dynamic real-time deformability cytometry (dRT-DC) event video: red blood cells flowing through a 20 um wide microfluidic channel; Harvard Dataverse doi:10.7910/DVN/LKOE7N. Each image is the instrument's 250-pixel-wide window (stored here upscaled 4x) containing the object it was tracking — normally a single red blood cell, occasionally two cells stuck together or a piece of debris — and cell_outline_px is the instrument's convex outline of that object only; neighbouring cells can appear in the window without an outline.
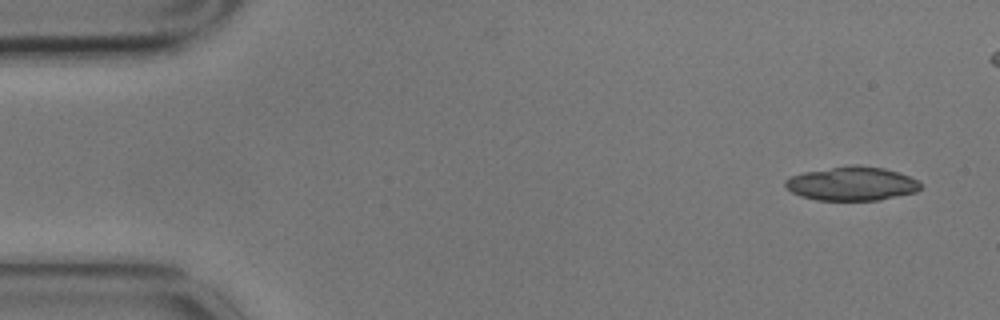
{"species": "common noctule bat (a hibernating species)", "species_latin": "Nyctalus noctula", "temperature_condition": "cold", "stored_images_in_passage": 5, "camera_frame_rate_fps": 3000, "um_per_image_px": 0.085, "animal": {"sex": "male", "body_mass_g": 17.9}, "frame": {"image": 1, "passage_image": 1, "time_ms": 0.0, "image_size_px": [1000, 320], "cell_outline_px": [[920, 188], [916, 192], [880, 200], [816, 200], [800, 196], [792, 192], [784, 184], [784, 180], [788, 176], [804, 172], [852, 164], [856, 164], [884, 168], [908, 176], [916, 180], [920, 184]], "centroid_in_image_um": [72.36, 15.61], "position_along_channel_um": 12.6, "area_um2": 26.7}}